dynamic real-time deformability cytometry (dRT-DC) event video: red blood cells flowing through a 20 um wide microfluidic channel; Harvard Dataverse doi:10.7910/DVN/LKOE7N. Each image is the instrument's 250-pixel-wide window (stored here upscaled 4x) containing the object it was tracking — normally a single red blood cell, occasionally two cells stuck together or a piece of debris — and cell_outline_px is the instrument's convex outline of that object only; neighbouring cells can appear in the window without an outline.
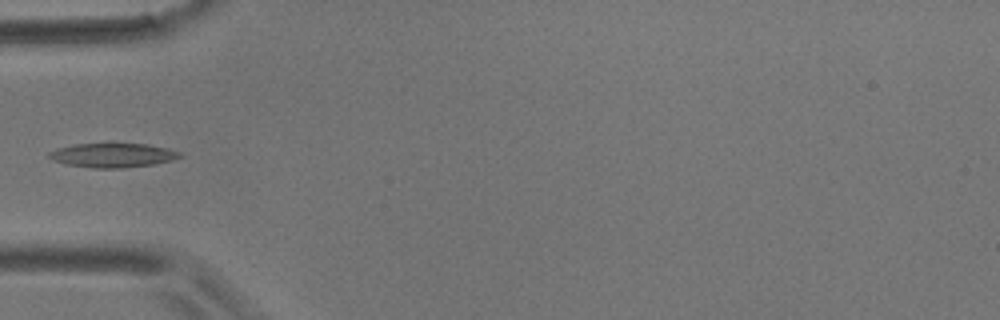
{"species": "common noctule bat (a hibernating species)", "species_latin": "Nyctalus noctula", "temperature_condition": "room temperature", "stored_images_in_passage": 5, "camera_frame_rate_fps": 3000, "um_per_image_px": 0.085, "animal": {"sex": "male", "body_mass_g": 17.9}, "frame": {"image": 1, "passage_image": 5, "time_ms": 5.667, "image_size_px": [1000, 320], "cell_outline_px": [[184, 156], [172, 160], [156, 164], [120, 168], [92, 168], [68, 164], [52, 160], [48, 156], [48, 152], [56, 148], [72, 144], [108, 140], [144, 144], [168, 148], [180, 152]], "centroid_in_image_um": [9.56, 13.14], "position_along_channel_um": 75.4, "area_um2": 19.48}}